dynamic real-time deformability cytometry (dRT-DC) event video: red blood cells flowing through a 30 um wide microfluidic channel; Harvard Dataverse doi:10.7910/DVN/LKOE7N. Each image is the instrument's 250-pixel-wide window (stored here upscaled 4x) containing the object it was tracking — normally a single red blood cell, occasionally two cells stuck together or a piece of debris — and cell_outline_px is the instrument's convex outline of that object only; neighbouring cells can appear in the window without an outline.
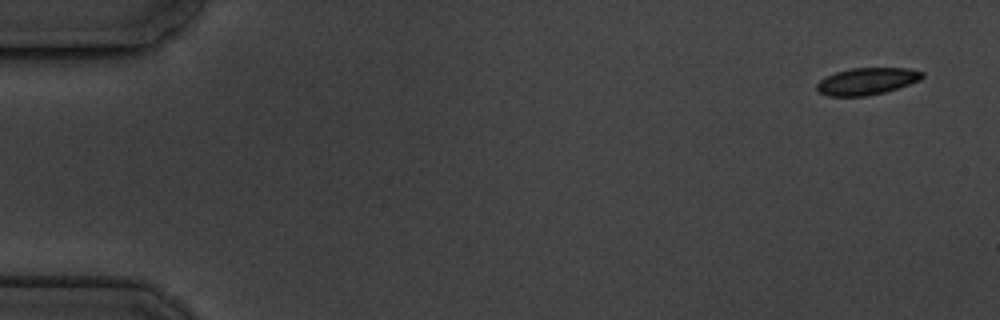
{"species": "common noctule bat (a hibernating species)", "species_latin": "Nyctalus noctula", "temperature_condition": "cold", "stored_images_in_passage": 4, "camera_frame_rate_fps": 3000, "um_per_image_px": 0.085, "animal": {"sex": "male", "body_mass_g": 19.5, "forearm_length_mm": 54.6}, "frame": {"image": 1, "passage_image": 1, "time_ms": 0.0, "image_size_px": [1000, 320], "cell_outline_px": [[924, 76], [920, 80], [884, 92], [868, 96], [828, 96], [820, 92], [816, 88], [816, 84], [824, 76], [836, 72], [852, 68], [908, 68], [924, 72]], "centroid_in_image_um": [73.66, 6.9], "position_along_channel_um": 11.3, "area_um2": 16.53}}